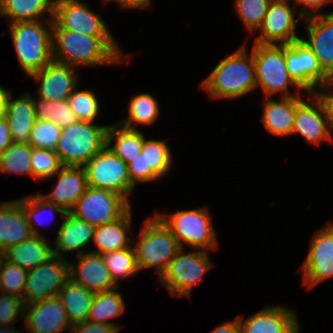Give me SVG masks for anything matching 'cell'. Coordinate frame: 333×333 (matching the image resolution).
Wrapping results in <instances>:
<instances>
[{
	"instance_id": "cell-35",
	"label": "cell",
	"mask_w": 333,
	"mask_h": 333,
	"mask_svg": "<svg viewBox=\"0 0 333 333\" xmlns=\"http://www.w3.org/2000/svg\"><path fill=\"white\" fill-rule=\"evenodd\" d=\"M32 147L25 142H12L0 154V173H17L32 177Z\"/></svg>"
},
{
	"instance_id": "cell-45",
	"label": "cell",
	"mask_w": 333,
	"mask_h": 333,
	"mask_svg": "<svg viewBox=\"0 0 333 333\" xmlns=\"http://www.w3.org/2000/svg\"><path fill=\"white\" fill-rule=\"evenodd\" d=\"M312 94L319 101V103L323 109L325 119L327 120L329 130L332 134L333 133L332 132V129H333V81L317 87L316 90H314L312 92Z\"/></svg>"
},
{
	"instance_id": "cell-17",
	"label": "cell",
	"mask_w": 333,
	"mask_h": 333,
	"mask_svg": "<svg viewBox=\"0 0 333 333\" xmlns=\"http://www.w3.org/2000/svg\"><path fill=\"white\" fill-rule=\"evenodd\" d=\"M76 67L51 60L41 70L29 77L38 82L37 98L42 100H64L78 85Z\"/></svg>"
},
{
	"instance_id": "cell-20",
	"label": "cell",
	"mask_w": 333,
	"mask_h": 333,
	"mask_svg": "<svg viewBox=\"0 0 333 333\" xmlns=\"http://www.w3.org/2000/svg\"><path fill=\"white\" fill-rule=\"evenodd\" d=\"M76 258L77 263L69 262V276L73 282L95 293L117 288L102 254L86 252Z\"/></svg>"
},
{
	"instance_id": "cell-29",
	"label": "cell",
	"mask_w": 333,
	"mask_h": 333,
	"mask_svg": "<svg viewBox=\"0 0 333 333\" xmlns=\"http://www.w3.org/2000/svg\"><path fill=\"white\" fill-rule=\"evenodd\" d=\"M53 10L52 0H0V15L5 16L9 24L53 19ZM48 13L44 19V14Z\"/></svg>"
},
{
	"instance_id": "cell-30",
	"label": "cell",
	"mask_w": 333,
	"mask_h": 333,
	"mask_svg": "<svg viewBox=\"0 0 333 333\" xmlns=\"http://www.w3.org/2000/svg\"><path fill=\"white\" fill-rule=\"evenodd\" d=\"M144 139L145 135L138 129L131 130L118 123L107 127L106 145L126 164L141 153ZM114 141L115 144L112 146Z\"/></svg>"
},
{
	"instance_id": "cell-7",
	"label": "cell",
	"mask_w": 333,
	"mask_h": 333,
	"mask_svg": "<svg viewBox=\"0 0 333 333\" xmlns=\"http://www.w3.org/2000/svg\"><path fill=\"white\" fill-rule=\"evenodd\" d=\"M252 55L255 66L257 88H262L264 97L302 96V89L289 76L284 58V45L253 44ZM294 86L296 92H290L289 86Z\"/></svg>"
},
{
	"instance_id": "cell-44",
	"label": "cell",
	"mask_w": 333,
	"mask_h": 333,
	"mask_svg": "<svg viewBox=\"0 0 333 333\" xmlns=\"http://www.w3.org/2000/svg\"><path fill=\"white\" fill-rule=\"evenodd\" d=\"M24 315L22 298L0 293V326L13 325Z\"/></svg>"
},
{
	"instance_id": "cell-40",
	"label": "cell",
	"mask_w": 333,
	"mask_h": 333,
	"mask_svg": "<svg viewBox=\"0 0 333 333\" xmlns=\"http://www.w3.org/2000/svg\"><path fill=\"white\" fill-rule=\"evenodd\" d=\"M32 177L36 182L47 180L59 172L62 164L52 149L34 148L31 150Z\"/></svg>"
},
{
	"instance_id": "cell-21",
	"label": "cell",
	"mask_w": 333,
	"mask_h": 333,
	"mask_svg": "<svg viewBox=\"0 0 333 333\" xmlns=\"http://www.w3.org/2000/svg\"><path fill=\"white\" fill-rule=\"evenodd\" d=\"M309 95L308 103L303 99L296 107L292 134L299 133L308 144L332 141L323 109L316 97L312 93Z\"/></svg>"
},
{
	"instance_id": "cell-33",
	"label": "cell",
	"mask_w": 333,
	"mask_h": 333,
	"mask_svg": "<svg viewBox=\"0 0 333 333\" xmlns=\"http://www.w3.org/2000/svg\"><path fill=\"white\" fill-rule=\"evenodd\" d=\"M128 104V116L118 124L131 130H136L137 125L154 124L160 114L158 101L149 93L131 96Z\"/></svg>"
},
{
	"instance_id": "cell-18",
	"label": "cell",
	"mask_w": 333,
	"mask_h": 333,
	"mask_svg": "<svg viewBox=\"0 0 333 333\" xmlns=\"http://www.w3.org/2000/svg\"><path fill=\"white\" fill-rule=\"evenodd\" d=\"M266 305L246 320L237 315L240 333H299L300 324L293 309Z\"/></svg>"
},
{
	"instance_id": "cell-26",
	"label": "cell",
	"mask_w": 333,
	"mask_h": 333,
	"mask_svg": "<svg viewBox=\"0 0 333 333\" xmlns=\"http://www.w3.org/2000/svg\"><path fill=\"white\" fill-rule=\"evenodd\" d=\"M12 94L10 91L4 117L9 126L13 142L28 143L30 132L36 120L33 95L25 93L13 99Z\"/></svg>"
},
{
	"instance_id": "cell-32",
	"label": "cell",
	"mask_w": 333,
	"mask_h": 333,
	"mask_svg": "<svg viewBox=\"0 0 333 333\" xmlns=\"http://www.w3.org/2000/svg\"><path fill=\"white\" fill-rule=\"evenodd\" d=\"M120 287L95 293L91 308L87 316V320L92 322L105 323L114 325L118 330L121 329V325L111 322V319H115L125 312V304L122 298V294L116 291Z\"/></svg>"
},
{
	"instance_id": "cell-54",
	"label": "cell",
	"mask_w": 333,
	"mask_h": 333,
	"mask_svg": "<svg viewBox=\"0 0 333 333\" xmlns=\"http://www.w3.org/2000/svg\"><path fill=\"white\" fill-rule=\"evenodd\" d=\"M118 0H103V2H104V5H106V3H108V2H117Z\"/></svg>"
},
{
	"instance_id": "cell-39",
	"label": "cell",
	"mask_w": 333,
	"mask_h": 333,
	"mask_svg": "<svg viewBox=\"0 0 333 333\" xmlns=\"http://www.w3.org/2000/svg\"><path fill=\"white\" fill-rule=\"evenodd\" d=\"M27 272L28 270L2 256L0 259V293L14 295L23 300Z\"/></svg>"
},
{
	"instance_id": "cell-37",
	"label": "cell",
	"mask_w": 333,
	"mask_h": 333,
	"mask_svg": "<svg viewBox=\"0 0 333 333\" xmlns=\"http://www.w3.org/2000/svg\"><path fill=\"white\" fill-rule=\"evenodd\" d=\"M102 258L117 287L120 286L121 278H128L139 272L133 244L126 249L106 252L102 254Z\"/></svg>"
},
{
	"instance_id": "cell-5",
	"label": "cell",
	"mask_w": 333,
	"mask_h": 333,
	"mask_svg": "<svg viewBox=\"0 0 333 333\" xmlns=\"http://www.w3.org/2000/svg\"><path fill=\"white\" fill-rule=\"evenodd\" d=\"M176 238L181 248L184 244L203 251L218 248L217 234L209 210L206 207L193 208L170 213L155 214Z\"/></svg>"
},
{
	"instance_id": "cell-6",
	"label": "cell",
	"mask_w": 333,
	"mask_h": 333,
	"mask_svg": "<svg viewBox=\"0 0 333 333\" xmlns=\"http://www.w3.org/2000/svg\"><path fill=\"white\" fill-rule=\"evenodd\" d=\"M143 222L144 226L140 228L138 235L139 241L133 246L137 265L140 271L154 267L159 279L181 247L156 215Z\"/></svg>"
},
{
	"instance_id": "cell-4",
	"label": "cell",
	"mask_w": 333,
	"mask_h": 333,
	"mask_svg": "<svg viewBox=\"0 0 333 333\" xmlns=\"http://www.w3.org/2000/svg\"><path fill=\"white\" fill-rule=\"evenodd\" d=\"M108 125L77 121L61 130L55 152L62 166H84L106 145Z\"/></svg>"
},
{
	"instance_id": "cell-9",
	"label": "cell",
	"mask_w": 333,
	"mask_h": 333,
	"mask_svg": "<svg viewBox=\"0 0 333 333\" xmlns=\"http://www.w3.org/2000/svg\"><path fill=\"white\" fill-rule=\"evenodd\" d=\"M83 167L88 186L113 191L130 203L129 196L135 186L131 183L127 164L107 145Z\"/></svg>"
},
{
	"instance_id": "cell-14",
	"label": "cell",
	"mask_w": 333,
	"mask_h": 333,
	"mask_svg": "<svg viewBox=\"0 0 333 333\" xmlns=\"http://www.w3.org/2000/svg\"><path fill=\"white\" fill-rule=\"evenodd\" d=\"M80 0H57L54 3L52 28H63L88 36H112L101 16Z\"/></svg>"
},
{
	"instance_id": "cell-27",
	"label": "cell",
	"mask_w": 333,
	"mask_h": 333,
	"mask_svg": "<svg viewBox=\"0 0 333 333\" xmlns=\"http://www.w3.org/2000/svg\"><path fill=\"white\" fill-rule=\"evenodd\" d=\"M2 256L19 267L30 270L49 261L55 254L53 246L49 244L45 236L33 235L6 249Z\"/></svg>"
},
{
	"instance_id": "cell-12",
	"label": "cell",
	"mask_w": 333,
	"mask_h": 333,
	"mask_svg": "<svg viewBox=\"0 0 333 333\" xmlns=\"http://www.w3.org/2000/svg\"><path fill=\"white\" fill-rule=\"evenodd\" d=\"M290 0H272L259 30L260 35L256 36L255 43L286 45L299 40L296 34V25L302 18L298 10L293 11Z\"/></svg>"
},
{
	"instance_id": "cell-8",
	"label": "cell",
	"mask_w": 333,
	"mask_h": 333,
	"mask_svg": "<svg viewBox=\"0 0 333 333\" xmlns=\"http://www.w3.org/2000/svg\"><path fill=\"white\" fill-rule=\"evenodd\" d=\"M181 248L168 264L159 281L170 291L172 296L190 297L192 289L214 263L209 259V252L195 249L185 254Z\"/></svg>"
},
{
	"instance_id": "cell-42",
	"label": "cell",
	"mask_w": 333,
	"mask_h": 333,
	"mask_svg": "<svg viewBox=\"0 0 333 333\" xmlns=\"http://www.w3.org/2000/svg\"><path fill=\"white\" fill-rule=\"evenodd\" d=\"M272 0H235V10L244 27L254 34L260 27Z\"/></svg>"
},
{
	"instance_id": "cell-38",
	"label": "cell",
	"mask_w": 333,
	"mask_h": 333,
	"mask_svg": "<svg viewBox=\"0 0 333 333\" xmlns=\"http://www.w3.org/2000/svg\"><path fill=\"white\" fill-rule=\"evenodd\" d=\"M165 140L144 139L142 151L144 154L145 170H152L160 179L172 166V153Z\"/></svg>"
},
{
	"instance_id": "cell-43",
	"label": "cell",
	"mask_w": 333,
	"mask_h": 333,
	"mask_svg": "<svg viewBox=\"0 0 333 333\" xmlns=\"http://www.w3.org/2000/svg\"><path fill=\"white\" fill-rule=\"evenodd\" d=\"M61 130L53 121L36 119L29 135L28 144L34 148L55 150Z\"/></svg>"
},
{
	"instance_id": "cell-31",
	"label": "cell",
	"mask_w": 333,
	"mask_h": 333,
	"mask_svg": "<svg viewBox=\"0 0 333 333\" xmlns=\"http://www.w3.org/2000/svg\"><path fill=\"white\" fill-rule=\"evenodd\" d=\"M94 296L95 292L87 290L71 279L64 284L57 294L72 325L87 320Z\"/></svg>"
},
{
	"instance_id": "cell-47",
	"label": "cell",
	"mask_w": 333,
	"mask_h": 333,
	"mask_svg": "<svg viewBox=\"0 0 333 333\" xmlns=\"http://www.w3.org/2000/svg\"><path fill=\"white\" fill-rule=\"evenodd\" d=\"M114 325L85 320L72 325L69 333H118Z\"/></svg>"
},
{
	"instance_id": "cell-1",
	"label": "cell",
	"mask_w": 333,
	"mask_h": 333,
	"mask_svg": "<svg viewBox=\"0 0 333 333\" xmlns=\"http://www.w3.org/2000/svg\"><path fill=\"white\" fill-rule=\"evenodd\" d=\"M115 40L114 35L88 36L52 28V60L76 68L123 64L130 54L123 53Z\"/></svg>"
},
{
	"instance_id": "cell-22",
	"label": "cell",
	"mask_w": 333,
	"mask_h": 333,
	"mask_svg": "<svg viewBox=\"0 0 333 333\" xmlns=\"http://www.w3.org/2000/svg\"><path fill=\"white\" fill-rule=\"evenodd\" d=\"M56 175L54 190L40 196L69 212L88 187L86 171L82 166H62Z\"/></svg>"
},
{
	"instance_id": "cell-28",
	"label": "cell",
	"mask_w": 333,
	"mask_h": 333,
	"mask_svg": "<svg viewBox=\"0 0 333 333\" xmlns=\"http://www.w3.org/2000/svg\"><path fill=\"white\" fill-rule=\"evenodd\" d=\"M132 209L130 208L118 220L96 226L92 243H95L98 249L90 251L92 253L104 254L130 247L133 241L127 234L131 231Z\"/></svg>"
},
{
	"instance_id": "cell-19",
	"label": "cell",
	"mask_w": 333,
	"mask_h": 333,
	"mask_svg": "<svg viewBox=\"0 0 333 333\" xmlns=\"http://www.w3.org/2000/svg\"><path fill=\"white\" fill-rule=\"evenodd\" d=\"M307 40L300 38L316 56L322 70L333 80V13L303 19Z\"/></svg>"
},
{
	"instance_id": "cell-10",
	"label": "cell",
	"mask_w": 333,
	"mask_h": 333,
	"mask_svg": "<svg viewBox=\"0 0 333 333\" xmlns=\"http://www.w3.org/2000/svg\"><path fill=\"white\" fill-rule=\"evenodd\" d=\"M130 208L131 203L123 196L88 186L69 213L96 227L118 220Z\"/></svg>"
},
{
	"instance_id": "cell-34",
	"label": "cell",
	"mask_w": 333,
	"mask_h": 333,
	"mask_svg": "<svg viewBox=\"0 0 333 333\" xmlns=\"http://www.w3.org/2000/svg\"><path fill=\"white\" fill-rule=\"evenodd\" d=\"M17 200L19 201L20 206L24 209L27 222L30 225L32 234L35 236H44L34 225L35 222L36 225L38 224L40 226L46 224L47 220L45 221L44 215H42L44 211L46 212V210H48L47 212H50L51 214L53 213V215L60 214V216L63 217L67 213L60 206L47 202L43 197L40 196V193H36L35 195H29L23 198H18ZM54 217L55 216H53L50 220L48 219V223L52 222L54 220Z\"/></svg>"
},
{
	"instance_id": "cell-50",
	"label": "cell",
	"mask_w": 333,
	"mask_h": 333,
	"mask_svg": "<svg viewBox=\"0 0 333 333\" xmlns=\"http://www.w3.org/2000/svg\"><path fill=\"white\" fill-rule=\"evenodd\" d=\"M151 2H153L152 0H118L116 3H118V6L120 8H124V9H134V8H151Z\"/></svg>"
},
{
	"instance_id": "cell-25",
	"label": "cell",
	"mask_w": 333,
	"mask_h": 333,
	"mask_svg": "<svg viewBox=\"0 0 333 333\" xmlns=\"http://www.w3.org/2000/svg\"><path fill=\"white\" fill-rule=\"evenodd\" d=\"M301 97H280L279 101L272 97L263 99L261 122L267 132L277 137L292 135L296 107L303 100Z\"/></svg>"
},
{
	"instance_id": "cell-36",
	"label": "cell",
	"mask_w": 333,
	"mask_h": 333,
	"mask_svg": "<svg viewBox=\"0 0 333 333\" xmlns=\"http://www.w3.org/2000/svg\"><path fill=\"white\" fill-rule=\"evenodd\" d=\"M36 119L53 121L60 129L79 121L69 106L68 99L50 101L33 97Z\"/></svg>"
},
{
	"instance_id": "cell-49",
	"label": "cell",
	"mask_w": 333,
	"mask_h": 333,
	"mask_svg": "<svg viewBox=\"0 0 333 333\" xmlns=\"http://www.w3.org/2000/svg\"><path fill=\"white\" fill-rule=\"evenodd\" d=\"M13 142L6 118H0V154Z\"/></svg>"
},
{
	"instance_id": "cell-2",
	"label": "cell",
	"mask_w": 333,
	"mask_h": 333,
	"mask_svg": "<svg viewBox=\"0 0 333 333\" xmlns=\"http://www.w3.org/2000/svg\"><path fill=\"white\" fill-rule=\"evenodd\" d=\"M201 87L212 98L234 100L257 89L252 52L246 45L221 60Z\"/></svg>"
},
{
	"instance_id": "cell-15",
	"label": "cell",
	"mask_w": 333,
	"mask_h": 333,
	"mask_svg": "<svg viewBox=\"0 0 333 333\" xmlns=\"http://www.w3.org/2000/svg\"><path fill=\"white\" fill-rule=\"evenodd\" d=\"M301 270L309 289L333 277V222L314 233Z\"/></svg>"
},
{
	"instance_id": "cell-41",
	"label": "cell",
	"mask_w": 333,
	"mask_h": 333,
	"mask_svg": "<svg viewBox=\"0 0 333 333\" xmlns=\"http://www.w3.org/2000/svg\"><path fill=\"white\" fill-rule=\"evenodd\" d=\"M67 99L71 110L79 121H96L100 105L98 97L91 89L80 91L76 87Z\"/></svg>"
},
{
	"instance_id": "cell-48",
	"label": "cell",
	"mask_w": 333,
	"mask_h": 333,
	"mask_svg": "<svg viewBox=\"0 0 333 333\" xmlns=\"http://www.w3.org/2000/svg\"><path fill=\"white\" fill-rule=\"evenodd\" d=\"M333 0H294V4L297 5L294 8H298L299 5H302V11H299V15L302 18H308L312 16H317V15H328L332 14L331 13H322L319 12L320 9L323 8V6L327 5L329 2H332Z\"/></svg>"
},
{
	"instance_id": "cell-46",
	"label": "cell",
	"mask_w": 333,
	"mask_h": 333,
	"mask_svg": "<svg viewBox=\"0 0 333 333\" xmlns=\"http://www.w3.org/2000/svg\"><path fill=\"white\" fill-rule=\"evenodd\" d=\"M131 183L136 186L138 182H151L160 179L152 170H145L144 154L140 153L133 161L127 164Z\"/></svg>"
},
{
	"instance_id": "cell-52",
	"label": "cell",
	"mask_w": 333,
	"mask_h": 333,
	"mask_svg": "<svg viewBox=\"0 0 333 333\" xmlns=\"http://www.w3.org/2000/svg\"><path fill=\"white\" fill-rule=\"evenodd\" d=\"M11 90H6L0 85V118L5 116L6 112V103L9 97V93Z\"/></svg>"
},
{
	"instance_id": "cell-53",
	"label": "cell",
	"mask_w": 333,
	"mask_h": 333,
	"mask_svg": "<svg viewBox=\"0 0 333 333\" xmlns=\"http://www.w3.org/2000/svg\"><path fill=\"white\" fill-rule=\"evenodd\" d=\"M0 333H19L13 326H0Z\"/></svg>"
},
{
	"instance_id": "cell-24",
	"label": "cell",
	"mask_w": 333,
	"mask_h": 333,
	"mask_svg": "<svg viewBox=\"0 0 333 333\" xmlns=\"http://www.w3.org/2000/svg\"><path fill=\"white\" fill-rule=\"evenodd\" d=\"M24 209L17 199L0 203V253L32 237Z\"/></svg>"
},
{
	"instance_id": "cell-16",
	"label": "cell",
	"mask_w": 333,
	"mask_h": 333,
	"mask_svg": "<svg viewBox=\"0 0 333 333\" xmlns=\"http://www.w3.org/2000/svg\"><path fill=\"white\" fill-rule=\"evenodd\" d=\"M23 319L28 333H69L72 328L57 296L24 305Z\"/></svg>"
},
{
	"instance_id": "cell-3",
	"label": "cell",
	"mask_w": 333,
	"mask_h": 333,
	"mask_svg": "<svg viewBox=\"0 0 333 333\" xmlns=\"http://www.w3.org/2000/svg\"><path fill=\"white\" fill-rule=\"evenodd\" d=\"M9 25L17 60L27 76L52 60V19Z\"/></svg>"
},
{
	"instance_id": "cell-23",
	"label": "cell",
	"mask_w": 333,
	"mask_h": 333,
	"mask_svg": "<svg viewBox=\"0 0 333 333\" xmlns=\"http://www.w3.org/2000/svg\"><path fill=\"white\" fill-rule=\"evenodd\" d=\"M63 219L53 243L54 254L65 258V253L72 251L77 252L76 256L89 252L85 251V247L87 248V245L93 241L95 226L74 217L69 212Z\"/></svg>"
},
{
	"instance_id": "cell-13",
	"label": "cell",
	"mask_w": 333,
	"mask_h": 333,
	"mask_svg": "<svg viewBox=\"0 0 333 333\" xmlns=\"http://www.w3.org/2000/svg\"><path fill=\"white\" fill-rule=\"evenodd\" d=\"M284 58L289 76L307 93L333 80L322 70L312 50L299 39L284 45Z\"/></svg>"
},
{
	"instance_id": "cell-11",
	"label": "cell",
	"mask_w": 333,
	"mask_h": 333,
	"mask_svg": "<svg viewBox=\"0 0 333 333\" xmlns=\"http://www.w3.org/2000/svg\"><path fill=\"white\" fill-rule=\"evenodd\" d=\"M69 279V261L56 255L28 270L23 292L24 305L57 296Z\"/></svg>"
},
{
	"instance_id": "cell-51",
	"label": "cell",
	"mask_w": 333,
	"mask_h": 333,
	"mask_svg": "<svg viewBox=\"0 0 333 333\" xmlns=\"http://www.w3.org/2000/svg\"><path fill=\"white\" fill-rule=\"evenodd\" d=\"M210 333H240L238 317L236 316V318L230 322L220 324Z\"/></svg>"
}]
</instances>
